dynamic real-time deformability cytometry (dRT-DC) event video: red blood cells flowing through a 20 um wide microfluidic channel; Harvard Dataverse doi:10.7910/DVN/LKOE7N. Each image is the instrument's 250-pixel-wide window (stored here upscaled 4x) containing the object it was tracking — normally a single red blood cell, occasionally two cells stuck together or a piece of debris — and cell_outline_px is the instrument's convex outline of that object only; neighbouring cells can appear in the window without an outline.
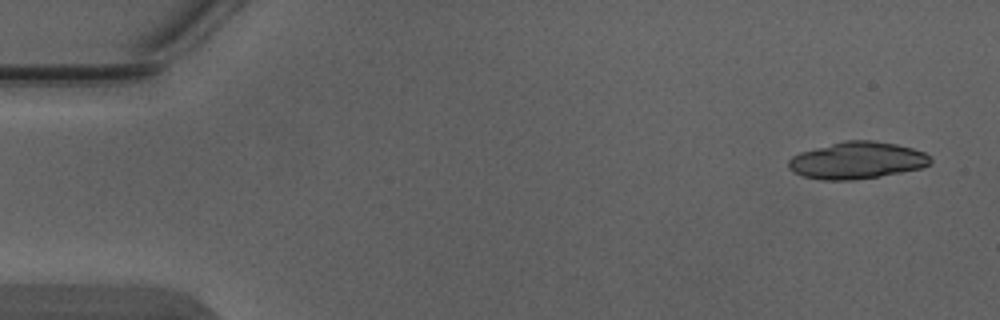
{"species": "Egyptian fruit bat (a non-hibernating species)", "species_latin": "Rousettus aegyptiacus", "temperature_condition": "warm", "stored_images_in_passage": 5, "camera_frame_rate_fps": 3000, "um_per_image_px": 0.085, "animal": {"sex": "male"}, "frame": {"image": 1, "passage_image": 1, "time_ms": 0.0, "image_size_px": [1000, 320], "cell_outline_px": [[932, 160], [928, 164], [920, 168], [880, 176], [852, 180], [820, 180], [804, 176], [788, 168], [788, 160], [792, 156], [800, 152], [844, 140], [872, 140], [896, 144], [912, 148], [924, 152], [932, 156]], "centroid_in_image_um": [72.84, 13.63], "position_along_channel_um": 12.2, "area_um2": 30.46}}